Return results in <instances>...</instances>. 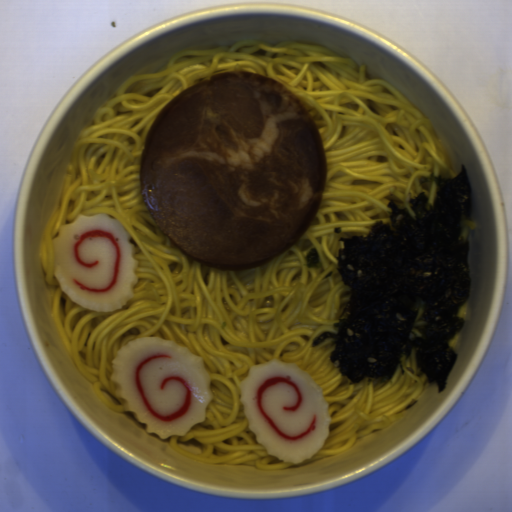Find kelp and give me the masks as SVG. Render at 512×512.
I'll return each instance as SVG.
<instances>
[{
  "mask_svg": "<svg viewBox=\"0 0 512 512\" xmlns=\"http://www.w3.org/2000/svg\"><path fill=\"white\" fill-rule=\"evenodd\" d=\"M438 195L424 191L410 209L390 200L388 221L366 236L346 235L337 255L344 282L334 329L320 332L311 347L330 340L331 364L351 384H386L402 357L443 393L456 362L450 341L465 320L459 310L471 296L469 243L463 225L473 218L472 191L464 165L455 176L430 175Z\"/></svg>",
  "mask_w": 512,
  "mask_h": 512,
  "instance_id": "kelp-1",
  "label": "kelp"
},
{
  "mask_svg": "<svg viewBox=\"0 0 512 512\" xmlns=\"http://www.w3.org/2000/svg\"><path fill=\"white\" fill-rule=\"evenodd\" d=\"M320 262H321V256H320L317 248L316 247L310 248L306 255V259H305L307 268L312 269V268L318 267Z\"/></svg>",
  "mask_w": 512,
  "mask_h": 512,
  "instance_id": "kelp-2",
  "label": "kelp"
}]
</instances>
